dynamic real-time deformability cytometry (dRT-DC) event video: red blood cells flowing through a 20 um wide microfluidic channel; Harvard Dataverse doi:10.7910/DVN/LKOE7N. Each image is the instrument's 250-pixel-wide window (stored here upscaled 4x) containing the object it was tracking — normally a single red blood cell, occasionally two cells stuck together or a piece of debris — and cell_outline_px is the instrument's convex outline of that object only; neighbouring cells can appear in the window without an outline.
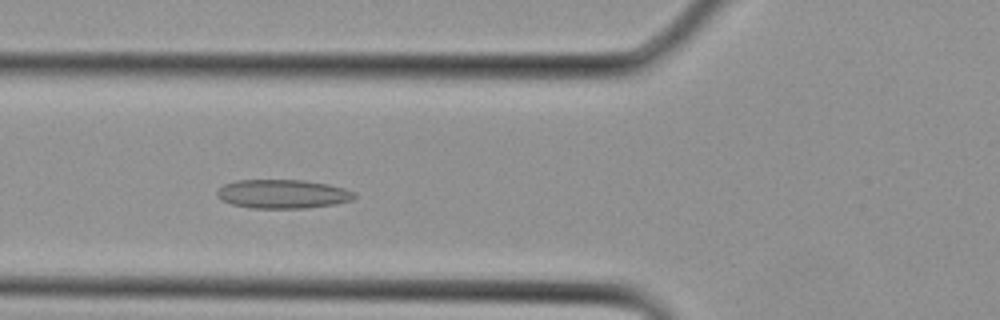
{"species": "Egyptian fruit bat (a non-hibernating species)", "species_latin": "Rousettus aegyptiacus", "temperature_condition": "cold", "stored_images_in_passage": 27, "camera_frame_rate_fps": 3000, "um_per_image_px": 0.085, "animal": {"sex": "female"}, "frame": {"image": 1, "passage_image": 8, "time_ms": 2.333, "image_size_px": [1000, 320], "cell_outline_px": [[356, 196], [352, 200], [336, 204], [304, 208], [252, 208], [232, 204], [220, 200], [216, 196], [216, 192], [224, 184], [236, 180], [304, 180], [328, 184], [344, 188], [356, 192]], "centroid_in_image_um": [24.03, 16.48], "position_along_channel_um": 101.8, "area_um2": 23.24}}
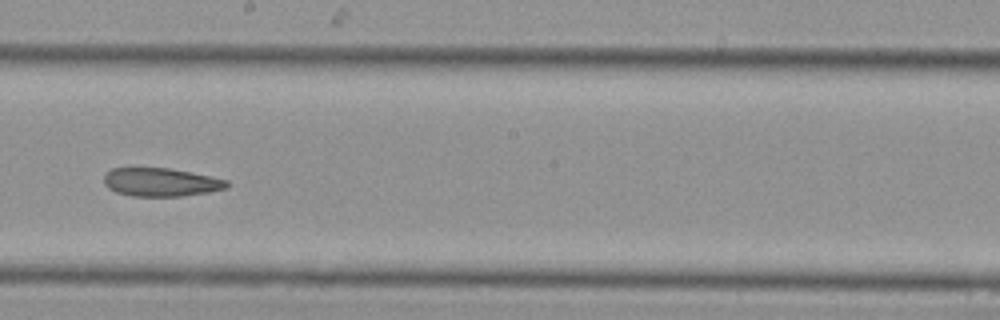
{"frame": {"image": 2, "passage_image": 14, "time_ms": 4.333, "image_size_px": [1000, 320], "cell_outline_px": [[228, 188], [208, 192], [180, 196], [132, 196], [116, 192], [108, 188], [104, 184], [104, 176], [112, 168], [128, 164], [168, 168], [228, 180]], "centroid_in_image_um": [13.57, 15.44], "position_along_channel_um": 234.6, "area_um2": 20.92}}
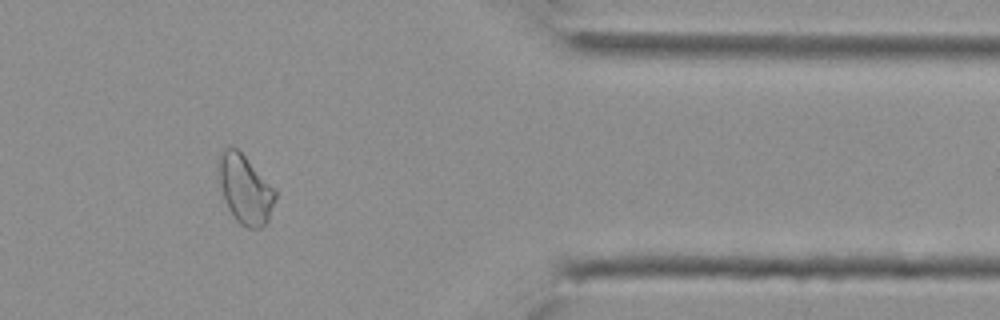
{"frame": {"image": 3, "passage_image": 22, "time_ms": 7.0, "image_size_px": [1000, 320], "cell_outline_px": [[276, 200], [268, 220], [260, 228], [248, 228], [240, 224], [236, 220], [228, 208], [224, 200], [216, 172], [216, 164], [220, 152], [224, 148], [236, 148], [276, 188]], "centroid_in_image_um": [20.81, 16.07], "position_along_channel_um": 390.6, "area_um2": 23.06}}